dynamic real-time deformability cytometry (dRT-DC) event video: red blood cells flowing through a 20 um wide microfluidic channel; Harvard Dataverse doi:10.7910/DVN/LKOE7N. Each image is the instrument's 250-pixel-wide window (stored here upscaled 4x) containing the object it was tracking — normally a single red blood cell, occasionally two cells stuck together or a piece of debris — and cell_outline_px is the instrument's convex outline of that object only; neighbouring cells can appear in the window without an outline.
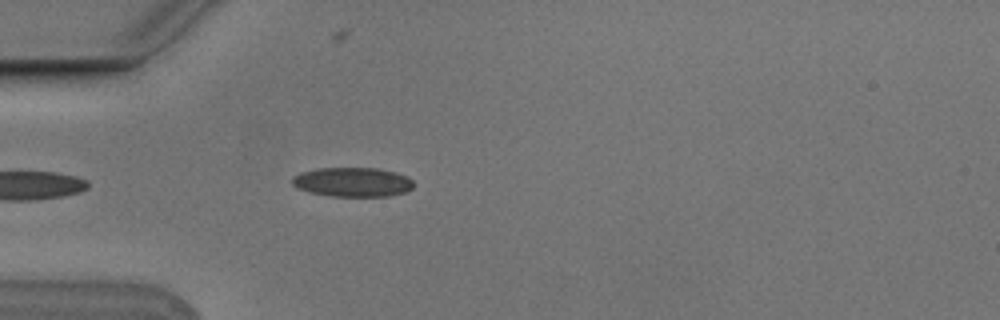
{"species": "Egyptian fruit bat (a non-hibernating species)", "species_latin": "Rousettus aegyptiacus", "temperature_condition": "cold", "stored_images_in_passage": 4, "camera_frame_rate_fps": 3000, "um_per_image_px": 0.085, "animal": {"sex": "male"}, "frame": {"image": 1, "passage_image": 4, "time_ms": 1.0, "image_size_px": [1000, 320], "cell_outline_px": [[412, 188], [404, 192], [388, 196], [332, 196], [308, 192], [292, 184], [292, 176], [300, 172], [320, 168], [376, 168], [408, 176], [412, 180]], "centroid_in_image_um": [29.94, 15.47], "position_along_channel_um": 55.1, "area_um2": 20.58}}